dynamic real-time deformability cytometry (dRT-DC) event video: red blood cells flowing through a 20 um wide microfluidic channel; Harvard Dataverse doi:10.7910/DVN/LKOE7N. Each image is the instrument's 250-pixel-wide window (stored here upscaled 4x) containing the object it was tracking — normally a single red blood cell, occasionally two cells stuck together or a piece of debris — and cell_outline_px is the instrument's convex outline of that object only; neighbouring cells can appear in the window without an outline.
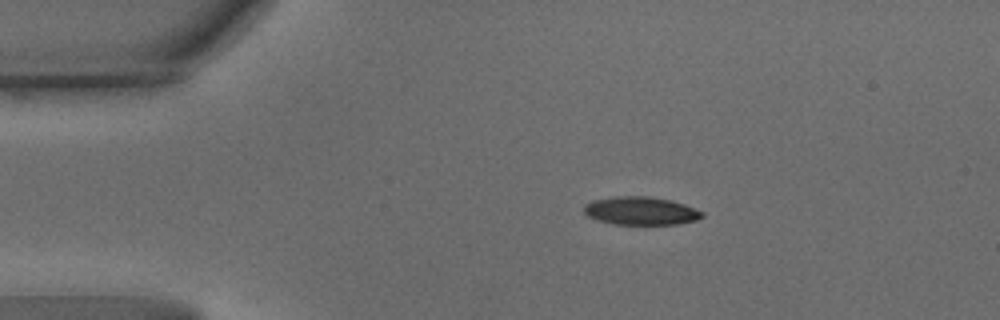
{"species": "common noctule bat (a hibernating species)", "species_latin": "Nyctalus noctula", "temperature_condition": "warm", "stored_images_in_passage": 54, "camera_frame_rate_fps": 3000, "um_per_image_px": 0.085, "animal": {"sex": "male", "body_mass_g": 15.6}, "frame": {"image": 1, "passage_image": 1, "time_ms": 0.0, "image_size_px": [1000, 320], "cell_outline_px": [[704, 216], [696, 220], [676, 224], [616, 224], [596, 220], [588, 216], [584, 212], [584, 204], [592, 200], [616, 196], [648, 196], [672, 200], [684, 204], [704, 212]], "centroid_in_image_um": [54.46, 17.91], "position_along_channel_um": 30.5, "area_um2": 19.42}}
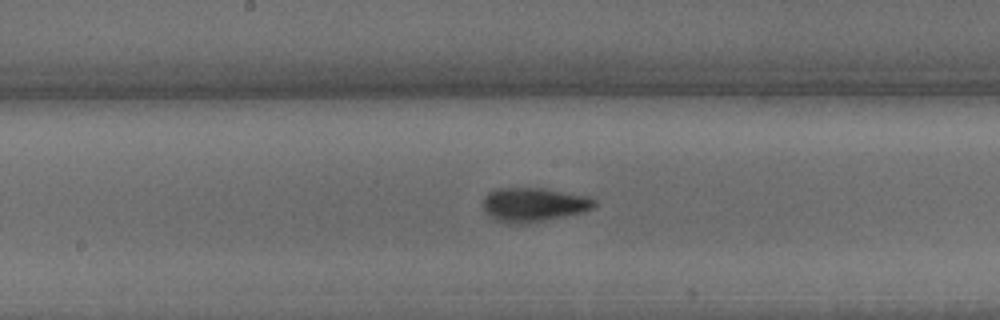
{"frame": {"image": 2, "passage_image": 22, "time_ms": 7.0, "image_size_px": [1000, 320], "cell_outline_px": [[596, 204], [592, 208], [584, 212], [548, 220], [520, 224], [496, 220], [488, 216], [484, 208], [484, 196], [488, 192], [496, 188], [544, 188], [588, 196], [596, 200]], "centroid_in_image_um": [45.38, 17.39], "position_along_channel_um": 202.8, "area_um2": 22.14}}
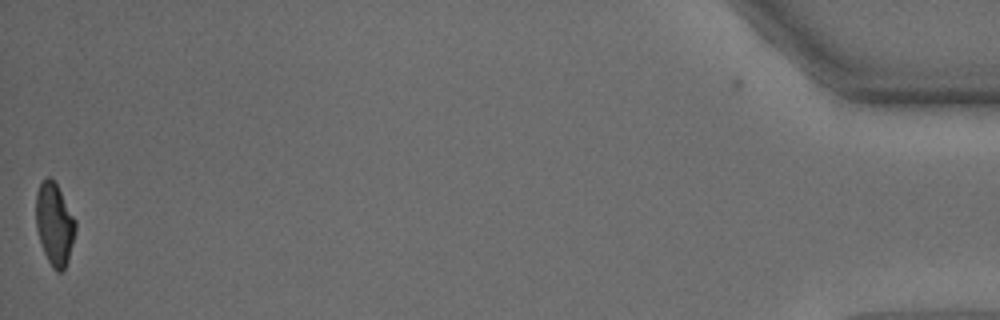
{"frame": {"image": 3, "passage_image": 53, "time_ms": 17.333, "image_size_px": [1000, 320], "cell_outline_px": [[76, 228], [68, 260], [64, 268], [60, 272], [56, 272], [52, 268], [44, 252], [36, 228], [36, 192], [40, 184], [48, 176], [56, 184], [76, 220]], "centroid_in_image_um": [4.63, 19.06], "position_along_channel_um": 430.6, "area_um2": 18.67}, "authors_computed_cell_mechanics": {"area_um2": 20.4034, "velocity_mm_per_s": 3.1513, "shape_relaxation_time_tau1_ms": 5.6969, "shape_relaxation_time_tau2_ms": 2.9402, "deformation_change_tau1": 0.172, "deformation_change_tau2": 0.0944}}